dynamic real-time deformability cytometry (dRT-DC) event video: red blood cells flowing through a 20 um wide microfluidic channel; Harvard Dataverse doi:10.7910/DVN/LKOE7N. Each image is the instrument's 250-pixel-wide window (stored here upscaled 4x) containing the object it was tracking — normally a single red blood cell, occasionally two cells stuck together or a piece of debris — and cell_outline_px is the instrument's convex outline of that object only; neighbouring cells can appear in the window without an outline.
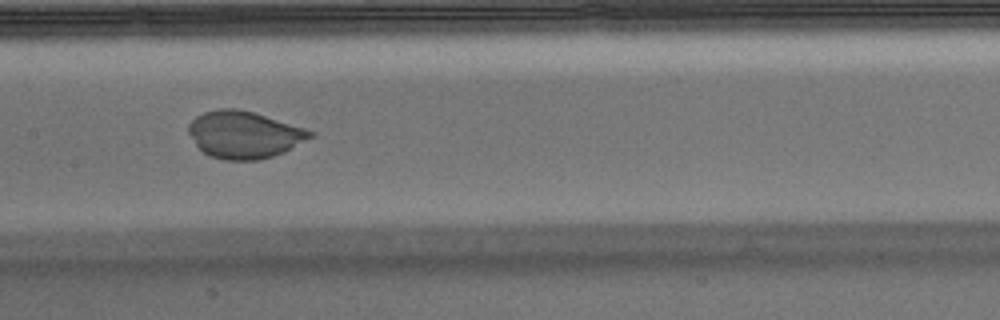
{"species": "Egyptian fruit bat (a non-hibernating species)", "species_latin": "Rousettus aegyptiacus", "temperature_condition": "warm", "stored_images_in_passage": 49, "camera_frame_rate_fps": 3000, "um_per_image_px": 0.085, "animal": {"sex": "male"}, "frame": {"image": 1, "passage_image": 22, "time_ms": 7.0, "image_size_px": [1000, 320], "cell_outline_px": [[316, 132], [312, 136], [284, 152], [260, 160], [224, 160], [212, 156], [204, 152], [196, 144], [188, 132], [188, 124], [196, 116], [204, 112], [220, 108], [236, 108], [252, 112], [304, 128]], "centroid_in_image_um": [20.73, 11.44], "position_along_channel_um": 186.7, "area_um2": 33.0}}